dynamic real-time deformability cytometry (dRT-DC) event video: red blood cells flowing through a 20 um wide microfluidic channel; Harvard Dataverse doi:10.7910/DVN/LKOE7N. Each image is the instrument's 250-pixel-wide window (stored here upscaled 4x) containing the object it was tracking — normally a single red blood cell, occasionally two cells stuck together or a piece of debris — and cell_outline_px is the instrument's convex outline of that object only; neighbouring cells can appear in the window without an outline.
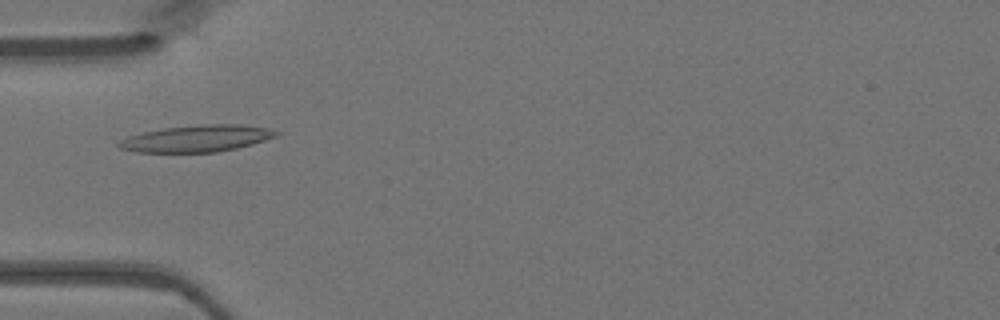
{"species": "Egyptian fruit bat (a non-hibernating species)", "species_latin": "Rousettus aegyptiacus", "temperature_condition": "warm", "stored_images_in_passage": 34, "camera_frame_rate_fps": 3000, "um_per_image_px": 0.085, "animal": {"sex": "female"}, "frame": {"image": 1, "passage_image": 2, "time_ms": 0.333, "image_size_px": [1000, 320], "cell_outline_px": [[280, 132], [276, 136], [252, 144], [236, 148], [216, 152], [136, 152], [120, 148], [116, 144], [120, 140], [128, 136], [144, 132], [164, 128], [204, 124], [240, 124], [268, 128]], "centroid_in_image_um": [16.72, 11.77], "position_along_channel_um": 68.3, "area_um2": 24.33}}
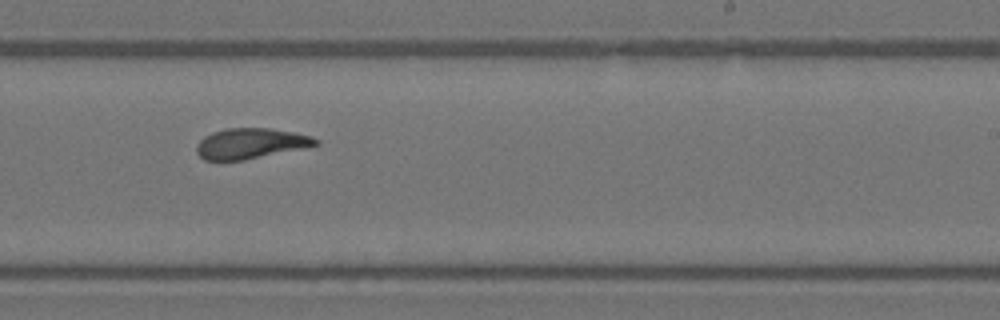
{"frame": {"image": 2, "passage_image": 16, "time_ms": 5.0, "image_size_px": [1000, 320], "cell_outline_px": [[320, 144], [244, 160], [204, 160], [196, 152], [196, 144], [204, 136], [212, 132], [224, 128], [272, 128], [312, 136], [320, 140]], "centroid_in_image_um": [21.27, 12.18], "position_along_channel_um": 267.7, "area_um2": 21.1}}
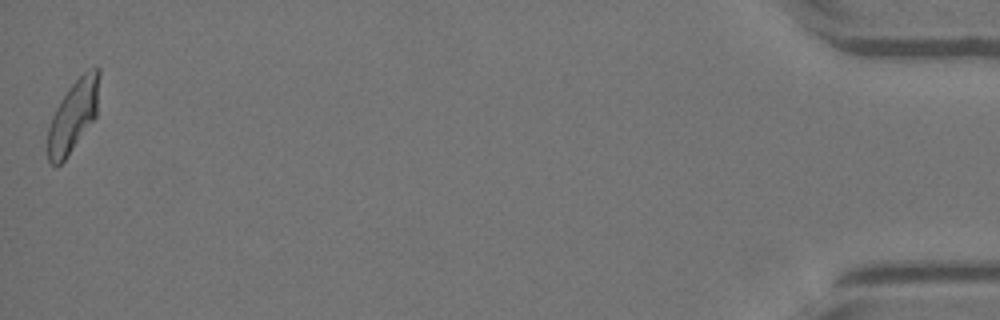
{"frame": {"image": 3, "passage_image": 34, "time_ms": 11.0, "image_size_px": [1000, 320], "cell_outline_px": [[100, 72], [96, 116], [64, 160], [60, 164], [52, 164], [48, 160], [48, 128], [52, 116], [60, 100], [68, 88], [88, 68], [96, 64], [100, 68]], "centroid_in_image_um": [6.24, 9.78], "position_along_channel_um": 429.0, "area_um2": 21.27}}